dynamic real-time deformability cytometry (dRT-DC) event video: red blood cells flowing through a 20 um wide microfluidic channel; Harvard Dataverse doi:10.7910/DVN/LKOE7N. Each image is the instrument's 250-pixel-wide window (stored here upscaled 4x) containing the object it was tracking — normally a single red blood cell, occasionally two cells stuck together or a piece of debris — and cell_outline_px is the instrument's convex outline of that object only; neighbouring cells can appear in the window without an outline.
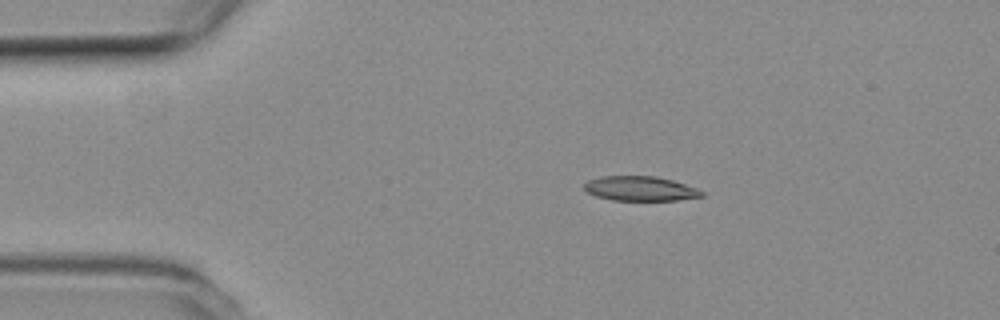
{"species": "common noctule bat (a hibernating species)", "species_latin": "Nyctalus noctula", "temperature_condition": "room temperature", "stored_images_in_passage": 46, "camera_frame_rate_fps": 3000, "um_per_image_px": 0.085, "animal": {"sex": "female", "body_mass_g": 19.3, "forearm_length_mm": 54.1}, "frame": {"image": 1, "passage_image": 1, "time_ms": 0.0, "image_size_px": [1000, 320], "cell_outline_px": [[704, 196], [676, 200], [612, 200], [596, 196], [588, 192], [584, 188], [584, 184], [588, 180], [600, 176], [656, 176], [672, 180], [696, 188], [704, 192]], "centroid_in_image_um": [54.41, 16.02], "position_along_channel_um": 30.6, "area_um2": 16.76}}
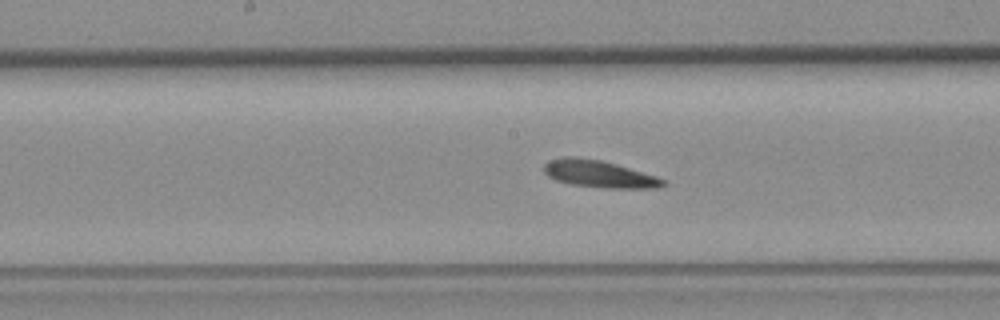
{"frame": {"image": 2, "passage_image": 19, "time_ms": 6.0, "image_size_px": [1000, 320], "cell_outline_px": [[668, 184], [660, 188], [608, 188], [572, 184], [556, 180], [548, 176], [544, 172], [544, 164], [548, 160], [564, 156], [576, 156], [600, 160], [616, 164], [656, 176], [664, 180]], "centroid_in_image_um": [50.92, 14.78], "position_along_channel_um": 197.3, "area_um2": 18.84}}
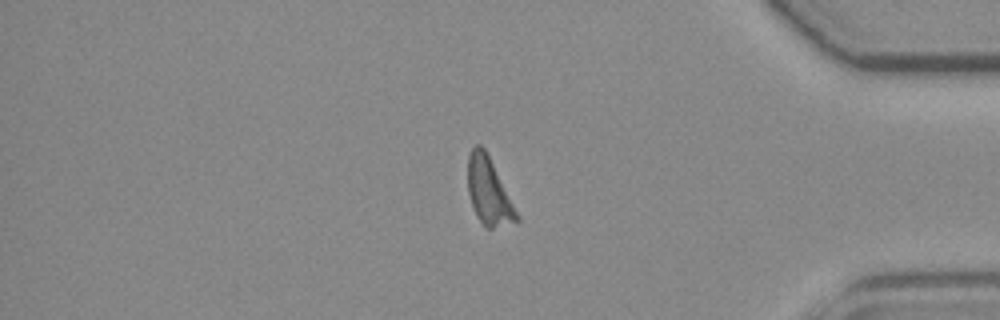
{"frame": {"image": 3, "passage_image": 37, "time_ms": 12.0, "image_size_px": [1000, 320], "cell_outline_px": [[520, 220], [492, 228], [488, 228], [476, 216], [468, 192], [468, 156], [472, 148], [476, 144], [480, 144], [484, 148], [520, 216]], "centroid_in_image_um": [41.54, 16.26], "position_along_channel_um": 393.7, "area_um2": 18.61}, "authors_computed_cell_mechanics": {"area_um2": 18.5827, "velocity_mm_per_s": 3.7454, "shape_relaxation_time_tau1_ms": 8.4767, "shape_relaxation_time_tau2_ms": null, "deformation_change_tau1": 0.1417, "deformation_change_tau2": null}}